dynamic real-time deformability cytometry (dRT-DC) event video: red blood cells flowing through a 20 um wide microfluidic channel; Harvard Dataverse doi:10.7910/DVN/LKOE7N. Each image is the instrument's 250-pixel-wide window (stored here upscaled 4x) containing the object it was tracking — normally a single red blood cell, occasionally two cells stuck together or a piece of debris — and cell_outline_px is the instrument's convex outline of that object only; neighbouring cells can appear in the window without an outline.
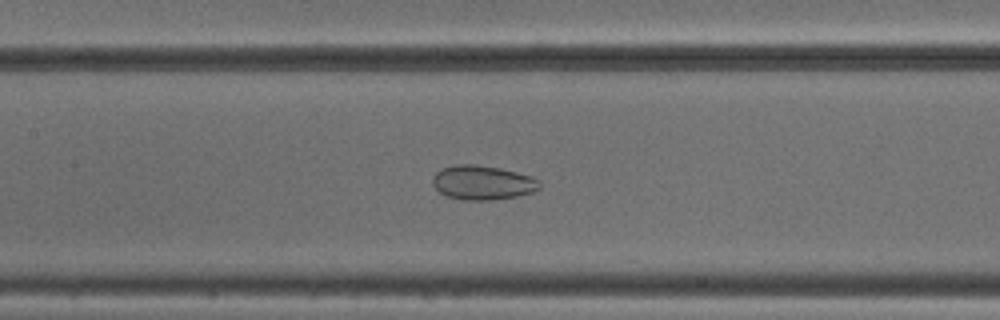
{"species": "common noctule bat (a hibernating species)", "species_latin": "Nyctalus noctula", "temperature_condition": "cold", "stored_images_in_passage": 46, "camera_frame_rate_fps": 3000, "um_per_image_px": 0.085, "animal": {"sex": "male", "body_mass_g": 18.8}, "frame": {"image": 1, "passage_image": 25, "time_ms": 8.0, "image_size_px": [1000, 320], "cell_outline_px": [[540, 188], [532, 192], [516, 196], [492, 200], [464, 200], [448, 196], [440, 192], [432, 184], [432, 180], [436, 172], [444, 168], [456, 164], [476, 164], [500, 168], [516, 172], [540, 180]], "centroid_in_image_um": [41.01, 15.52], "position_along_channel_um": 166.4, "area_um2": 21.21}}
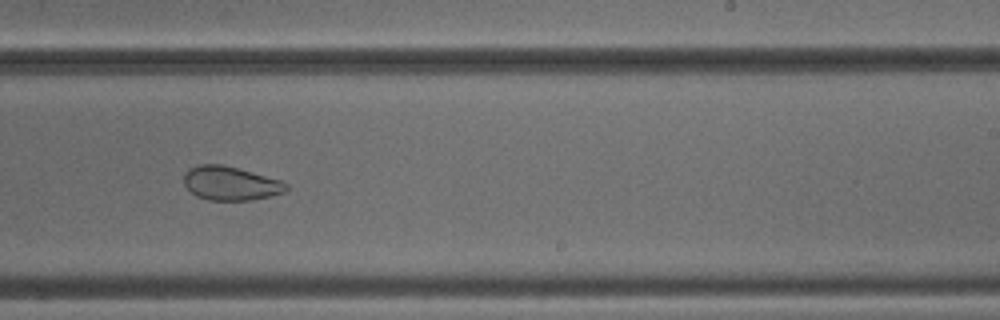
{"frame": {"image": 2, "passage_image": 33, "time_ms": 10.667, "image_size_px": [1000, 320], "cell_outline_px": [[288, 188], [284, 192], [252, 200], [208, 200], [196, 196], [184, 184], [184, 176], [188, 168], [200, 164], [220, 164], [252, 172], [280, 180], [288, 184]], "centroid_in_image_um": [19.57, 15.58], "position_along_channel_um": 269.4, "area_um2": 20.0}}
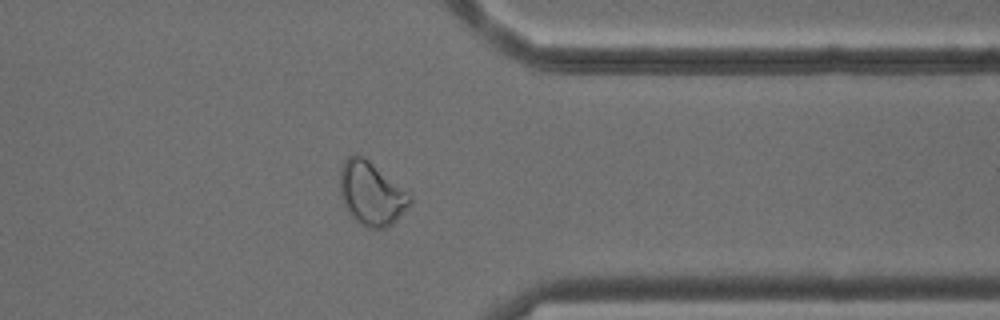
{"frame": {"image": 3, "passage_image": 42, "time_ms": 13.667, "image_size_px": [1000, 320], "cell_outline_px": [[412, 204], [392, 224], [384, 228], [368, 228], [360, 224], [348, 212], [340, 196], [340, 168], [344, 160], [348, 156], [364, 156], [408, 192], [412, 196]], "centroid_in_image_um": [31.57, 16.46], "position_along_channel_um": 379.8, "area_um2": 25.84}, "authors_computed_cell_mechanics": {"area_um2": 25.2875, "velocity_mm_per_s": 3.8738, "shape_relaxation_time_tau1_ms": null, "shape_relaxation_time_tau2_ms": 2.8664, "deformation_change_tau1": null, "deformation_change_tau2": 0.0815}}